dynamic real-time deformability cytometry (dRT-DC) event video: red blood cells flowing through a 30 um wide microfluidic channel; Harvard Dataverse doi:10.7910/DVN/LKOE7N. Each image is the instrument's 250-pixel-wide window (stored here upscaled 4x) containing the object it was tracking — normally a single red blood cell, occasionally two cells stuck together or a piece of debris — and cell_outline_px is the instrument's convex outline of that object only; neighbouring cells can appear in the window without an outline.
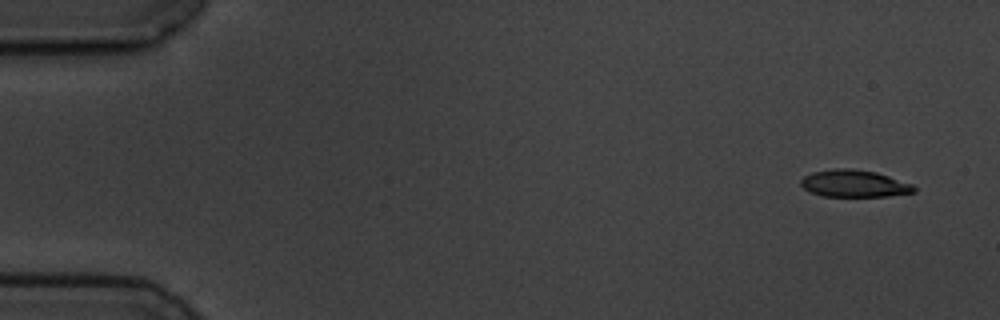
{"species": "common noctule bat (a hibernating species)", "species_latin": "Nyctalus noctula", "temperature_condition": "cold", "stored_images_in_passage": 5, "camera_frame_rate_fps": 3000, "um_per_image_px": 0.085, "animal": {"sex": "male", "body_mass_g": 19.5, "forearm_length_mm": 54.6}, "frame": {"image": 1, "passage_image": 1, "time_ms": 0.0, "image_size_px": [1000, 320], "cell_outline_px": [[916, 192], [888, 196], [824, 196], [812, 192], [804, 188], [800, 184], [800, 180], [804, 176], [812, 172], [836, 168], [852, 168], [876, 172], [912, 184], [916, 188]], "centroid_in_image_um": [72.61, 15.59], "position_along_channel_um": 12.4, "area_um2": 17.8}}
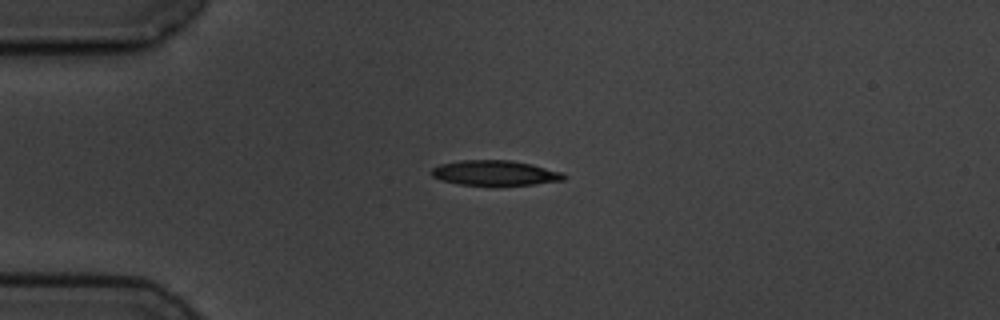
{"frame": {"image": 2, "passage_image": 4, "time_ms": 3.667, "image_size_px": [1000, 320], "cell_outline_px": [[568, 176], [564, 180], [532, 184], [492, 188], [460, 184], [440, 180], [432, 176], [432, 168], [440, 164], [460, 160], [512, 160], [532, 164], [564, 172]], "centroid_in_image_um": [42.1, 14.73], "position_along_channel_um": 42.9, "area_um2": 20.17}}